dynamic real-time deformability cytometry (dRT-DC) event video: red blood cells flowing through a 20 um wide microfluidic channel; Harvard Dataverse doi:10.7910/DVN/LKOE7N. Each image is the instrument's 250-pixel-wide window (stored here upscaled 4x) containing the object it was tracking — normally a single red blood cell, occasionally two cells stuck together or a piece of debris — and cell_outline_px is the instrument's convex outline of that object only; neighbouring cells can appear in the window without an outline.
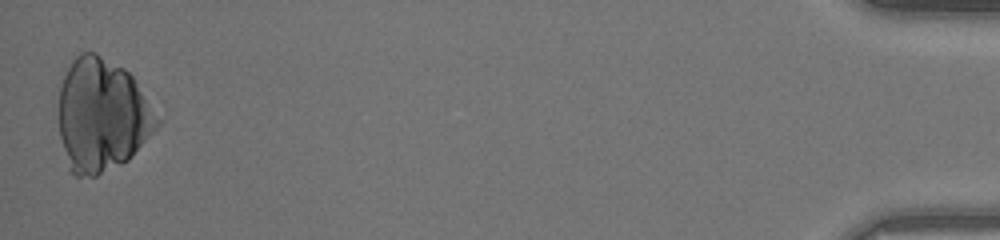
{"species": "human", "species_latin": "Homo sapiens", "temperature_condition": "warm", "stored_images_in_passage": 32, "camera_frame_rate_fps": 3000, "um_per_image_px": 0.085, "donor": {"sex": "male"}, "frame": {"image": 1, "passage_image": 32, "time_ms": 10.333, "image_size_px": [1000, 240], "cell_outline_px": [[160, 124], [128, 160], [96, 176], [76, 176], [68, 172], [60, 136], [60, 88], [64, 76], [72, 60], [80, 52], [96, 52], [124, 68], [136, 80], [160, 120]], "centroid_in_image_um": [8.66, 9.8], "position_along_channel_um": 426.5, "area_um2": 64.62}}